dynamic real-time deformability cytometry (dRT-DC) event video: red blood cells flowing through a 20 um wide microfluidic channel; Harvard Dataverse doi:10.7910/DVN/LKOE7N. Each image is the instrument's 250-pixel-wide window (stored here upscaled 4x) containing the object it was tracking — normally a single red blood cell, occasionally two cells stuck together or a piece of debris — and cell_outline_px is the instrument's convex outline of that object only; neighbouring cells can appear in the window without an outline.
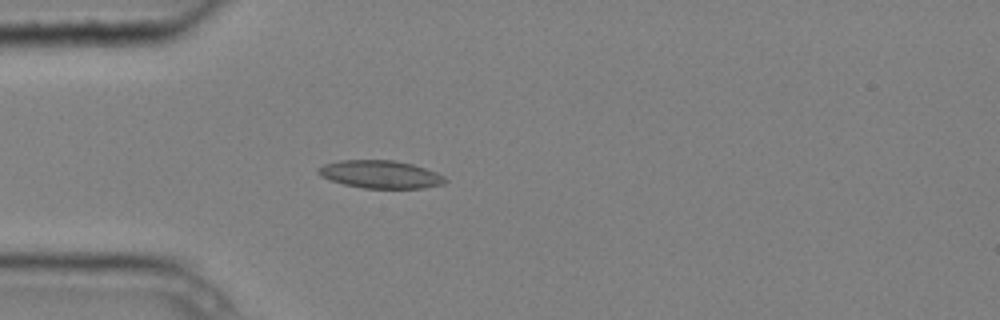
{"species": "common noctule bat (a hibernating species)", "species_latin": "Nyctalus noctula", "temperature_condition": "cold", "stored_images_in_passage": 4, "camera_frame_rate_fps": 3000, "um_per_image_px": 0.085, "animal": {"sex": "male", "body_mass_g": 20.4}, "frame": {"image": 1, "passage_image": 4, "time_ms": 1.0, "image_size_px": [1000, 320], "cell_outline_px": [[448, 180], [444, 184], [424, 188], [364, 188], [344, 184], [320, 176], [316, 172], [316, 168], [324, 164], [340, 160], [392, 160], [412, 164], [436, 172], [444, 176]], "centroid_in_image_um": [32.33, 14.82], "position_along_channel_um": 52.7, "area_um2": 20.58}}